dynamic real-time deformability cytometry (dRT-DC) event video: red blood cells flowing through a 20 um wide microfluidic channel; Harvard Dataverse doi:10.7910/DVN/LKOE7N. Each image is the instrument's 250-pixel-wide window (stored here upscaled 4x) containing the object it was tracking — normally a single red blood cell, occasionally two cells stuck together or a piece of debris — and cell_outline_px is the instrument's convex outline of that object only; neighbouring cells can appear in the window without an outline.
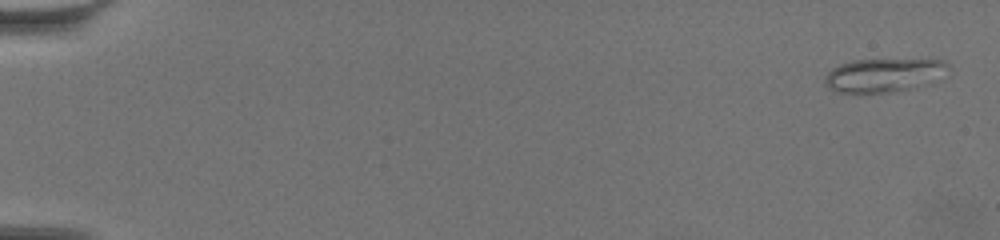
{"species": "common noctule bat (a hibernating species)", "species_latin": "Nyctalus noctula", "temperature_condition": "warm", "stored_images_in_passage": 25, "camera_frame_rate_fps": 3000, "um_per_image_px": 0.085, "animal": {"sex": "female", "body_mass_g": 19.5, "forearm_length_mm": 54.1}, "frame": {"image": 1, "passage_image": 1, "time_ms": 0.0, "image_size_px": [1000, 240], "cell_outline_px": [[948, 64], [908, 88], [888, 92], [836, 92], [828, 88], [824, 84], [824, 76], [832, 68], [840, 64], [852, 60], [944, 60]], "centroid_in_image_um": [74.76, 6.37], "position_along_channel_um": 10.2, "area_um2": 22.2}}
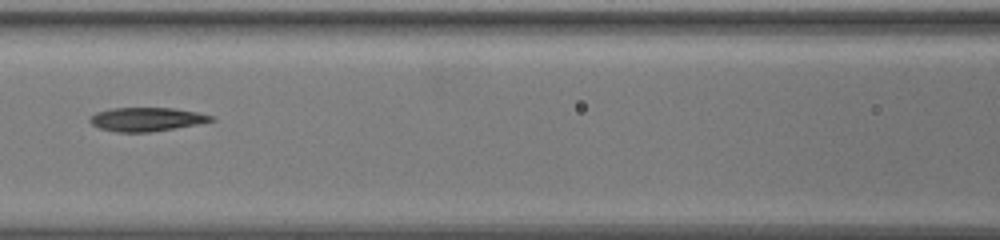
{"frame": {"image": 2, "passage_image": 11, "time_ms": 3.333, "image_size_px": [1000, 240], "cell_outline_px": [[216, 120], [176, 128], [148, 132], [116, 132], [100, 128], [92, 124], [88, 120], [96, 112], [112, 108], [172, 108], [196, 112], [212, 116]], "centroid_in_image_um": [12.44, 10.14], "position_along_channel_um": 154.2, "area_um2": 16.59}}
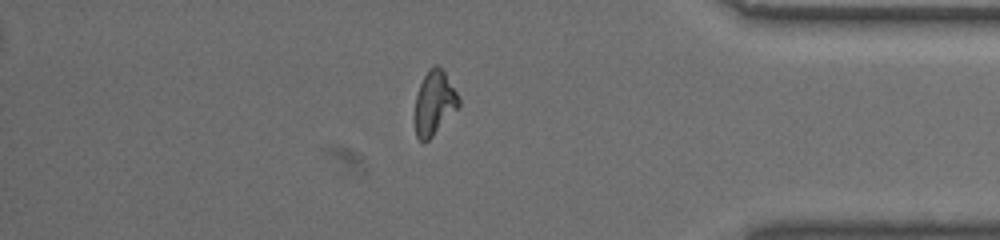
{"frame": {"image": 3, "passage_image": 19, "time_ms": 6.0, "image_size_px": [1000, 240], "cell_outline_px": [[460, 104], [432, 136], [424, 144], [416, 136], [416, 96], [420, 84], [428, 68], [432, 64], [436, 64], [444, 72], [456, 92], [460, 100]], "centroid_in_image_um": [36.9, 8.72], "position_along_channel_um": 398.3, "area_um2": 15.9}}